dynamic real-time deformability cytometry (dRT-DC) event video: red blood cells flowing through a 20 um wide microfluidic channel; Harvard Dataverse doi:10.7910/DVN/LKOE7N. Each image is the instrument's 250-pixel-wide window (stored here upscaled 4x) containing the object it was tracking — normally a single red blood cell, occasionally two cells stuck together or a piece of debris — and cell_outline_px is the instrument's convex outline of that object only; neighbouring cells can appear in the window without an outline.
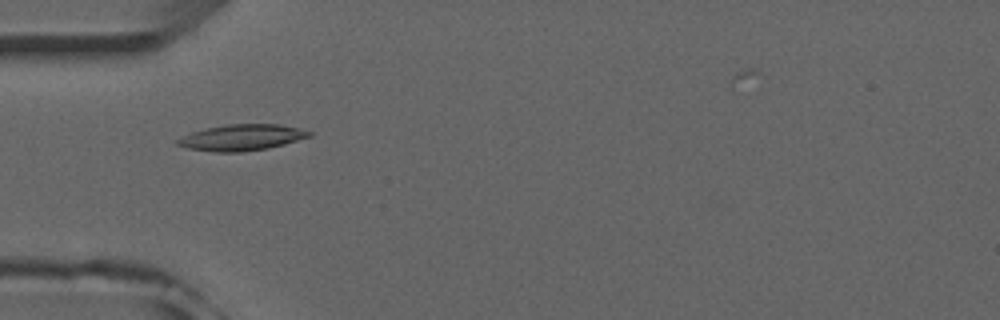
{"species": "common noctule bat (a hibernating species)", "species_latin": "Nyctalus noctula", "temperature_condition": "room temperature", "stored_images_in_passage": 34, "camera_frame_rate_fps": 3000, "um_per_image_px": 0.085, "animal": {"sex": "male", "forearm_length_mm": 52.5}, "frame": {"image": 1, "passage_image": 2, "time_ms": 0.333, "image_size_px": [1000, 320], "cell_outline_px": [[312, 136], [284, 144], [268, 148], [240, 152], [212, 152], [188, 148], [176, 144], [176, 140], [192, 132], [208, 128], [228, 124], [280, 124], [300, 128], [312, 132]], "centroid_in_image_um": [20.58, 11.69], "position_along_channel_um": 64.4, "area_um2": 19.94}}
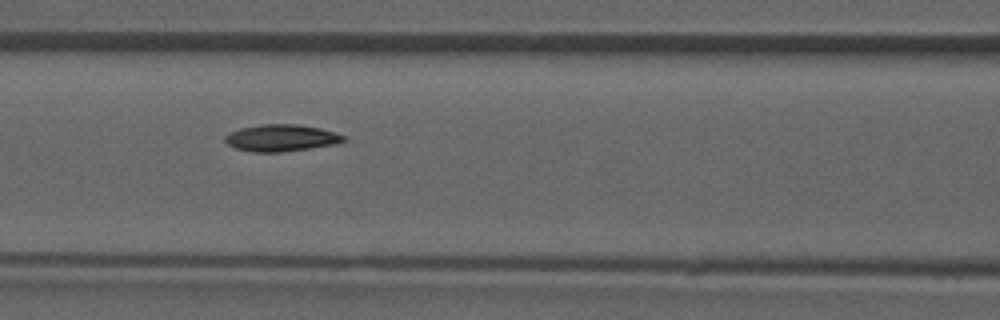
{"frame": {"image": 2, "passage_image": 8, "time_ms": 2.333, "image_size_px": [1000, 320], "cell_outline_px": [[344, 140], [336, 144], [280, 152], [252, 152], [236, 148], [228, 144], [224, 140], [224, 136], [228, 132], [240, 128], [260, 124], [296, 124], [320, 128], [344, 136]], "centroid_in_image_um": [23.83, 11.72], "position_along_channel_um": 142.8, "area_um2": 18.38}}
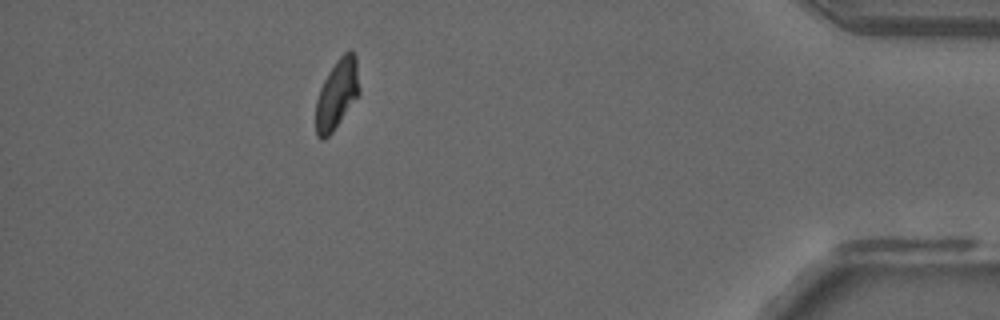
{"frame": {"image": 3, "passage_image": 32, "time_ms": 10.333, "image_size_px": [1000, 320], "cell_outline_px": [[360, 92], [332, 132], [324, 140], [320, 140], [316, 136], [316, 100], [320, 88], [328, 72], [336, 60], [344, 52], [352, 52], [356, 56], [360, 88]], "centroid_in_image_um": [28.63, 8.0], "position_along_channel_um": 406.6, "area_um2": 17.51}}